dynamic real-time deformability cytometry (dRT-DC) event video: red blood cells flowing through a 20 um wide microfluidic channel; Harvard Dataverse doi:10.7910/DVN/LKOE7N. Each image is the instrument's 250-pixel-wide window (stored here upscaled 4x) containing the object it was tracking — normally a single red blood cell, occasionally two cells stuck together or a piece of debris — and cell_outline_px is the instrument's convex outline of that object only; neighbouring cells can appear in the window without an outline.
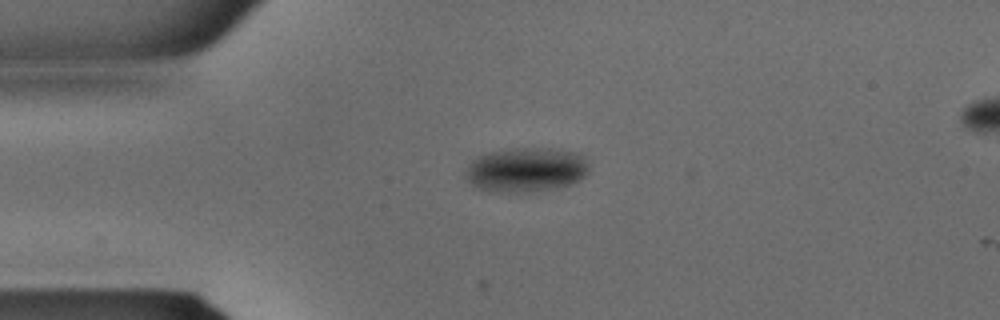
{"species": "common noctule bat (a hibernating species)", "species_latin": "Nyctalus noctula", "temperature_condition": "warm", "stored_images_in_passage": 10, "camera_frame_rate_fps": 3000, "um_per_image_px": 0.085, "animal": {"sex": "male", "body_mass_g": 15.6}, "frame": {"image": 1, "passage_image": 8, "time_ms": 2.333, "image_size_px": [1000, 320], "cell_outline_px": [[588, 172], [580, 180], [572, 184], [556, 188], [528, 192], [504, 192], [476, 188], [468, 180], [468, 164], [472, 160], [488, 152], [516, 148], [560, 148], [580, 152], [584, 156], [588, 164]], "centroid_in_image_um": [44.8, 14.41], "position_along_channel_um": 40.2, "area_um2": 32.14}}